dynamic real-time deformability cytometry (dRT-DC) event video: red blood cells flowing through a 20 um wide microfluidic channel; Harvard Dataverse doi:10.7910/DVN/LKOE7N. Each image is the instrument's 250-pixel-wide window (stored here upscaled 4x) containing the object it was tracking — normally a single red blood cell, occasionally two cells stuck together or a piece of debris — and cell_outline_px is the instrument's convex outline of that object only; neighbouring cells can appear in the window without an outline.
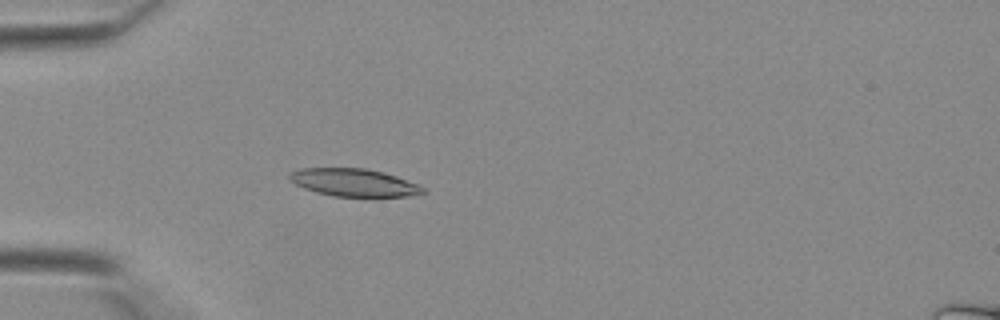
{"species": "Egyptian fruit bat (a non-hibernating species)", "species_latin": "Rousettus aegyptiacus", "temperature_condition": "warm", "stored_images_in_passage": 42, "camera_frame_rate_fps": 3000, "um_per_image_px": 0.085, "animal": {"sex": "female"}, "frame": {"image": 1, "passage_image": 13, "time_ms": 4.0, "image_size_px": [1000, 320], "cell_outline_px": [[424, 192], [408, 196], [332, 196], [316, 192], [304, 188], [296, 184], [288, 176], [288, 172], [300, 168], [364, 168], [384, 172], [396, 176], [416, 184], [424, 188]], "centroid_in_image_um": [30.03, 15.5], "position_along_channel_um": 55.0, "area_um2": 21.27}}
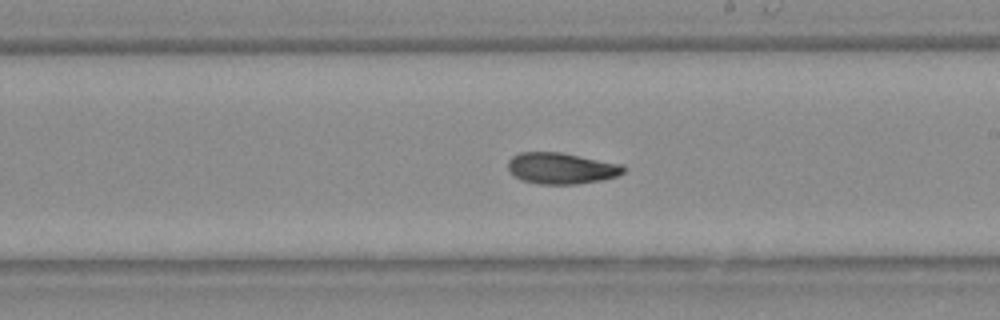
{"frame": {"image": 2, "passage_image": 25, "time_ms": 8.0, "image_size_px": [1000, 320], "cell_outline_px": [[628, 168], [624, 172], [616, 176], [600, 180], [576, 184], [540, 184], [520, 180], [508, 172], [508, 160], [512, 156], [520, 152], [560, 152], [624, 164]], "centroid_in_image_um": [47.71, 14.3], "position_along_channel_um": 241.3, "area_um2": 21.27}}
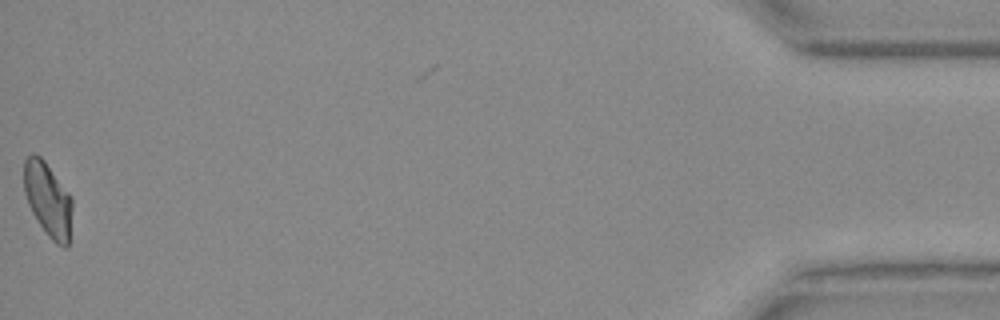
{"frame": {"image": 3, "passage_image": 42, "time_ms": 13.667, "image_size_px": [1000, 320], "cell_outline_px": [[72, 208], [68, 248], [64, 248], [56, 244], [48, 236], [32, 212], [28, 204], [24, 192], [24, 160], [32, 152], [40, 156], [44, 160], [72, 196]], "centroid_in_image_um": [4.08, 16.95], "position_along_channel_um": 431.1, "area_um2": 20.98}}